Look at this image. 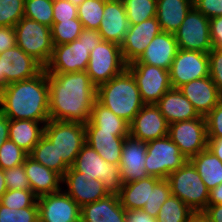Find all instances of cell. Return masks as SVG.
<instances>
[{
    "label": "cell",
    "instance_id": "1",
    "mask_svg": "<svg viewBox=\"0 0 222 222\" xmlns=\"http://www.w3.org/2000/svg\"><path fill=\"white\" fill-rule=\"evenodd\" d=\"M49 118L86 124L96 100V86L86 71L47 73Z\"/></svg>",
    "mask_w": 222,
    "mask_h": 222
},
{
    "label": "cell",
    "instance_id": "2",
    "mask_svg": "<svg viewBox=\"0 0 222 222\" xmlns=\"http://www.w3.org/2000/svg\"><path fill=\"white\" fill-rule=\"evenodd\" d=\"M0 110L11 120L48 122L49 85L44 69L37 76L0 90Z\"/></svg>",
    "mask_w": 222,
    "mask_h": 222
},
{
    "label": "cell",
    "instance_id": "3",
    "mask_svg": "<svg viewBox=\"0 0 222 222\" xmlns=\"http://www.w3.org/2000/svg\"><path fill=\"white\" fill-rule=\"evenodd\" d=\"M96 100L129 124L145 105L138 85L127 68L96 87Z\"/></svg>",
    "mask_w": 222,
    "mask_h": 222
},
{
    "label": "cell",
    "instance_id": "4",
    "mask_svg": "<svg viewBox=\"0 0 222 222\" xmlns=\"http://www.w3.org/2000/svg\"><path fill=\"white\" fill-rule=\"evenodd\" d=\"M102 40L98 30L83 29L79 37L71 43L55 45L47 73H73L86 71L90 52Z\"/></svg>",
    "mask_w": 222,
    "mask_h": 222
},
{
    "label": "cell",
    "instance_id": "5",
    "mask_svg": "<svg viewBox=\"0 0 222 222\" xmlns=\"http://www.w3.org/2000/svg\"><path fill=\"white\" fill-rule=\"evenodd\" d=\"M171 195L178 197L195 213L203 212L208 206L209 192L197 169L188 160L167 178Z\"/></svg>",
    "mask_w": 222,
    "mask_h": 222
},
{
    "label": "cell",
    "instance_id": "6",
    "mask_svg": "<svg viewBox=\"0 0 222 222\" xmlns=\"http://www.w3.org/2000/svg\"><path fill=\"white\" fill-rule=\"evenodd\" d=\"M86 180L98 179L109 195H119L123 185L119 164H110L98 152L85 143L72 166Z\"/></svg>",
    "mask_w": 222,
    "mask_h": 222
},
{
    "label": "cell",
    "instance_id": "7",
    "mask_svg": "<svg viewBox=\"0 0 222 222\" xmlns=\"http://www.w3.org/2000/svg\"><path fill=\"white\" fill-rule=\"evenodd\" d=\"M14 30L17 46L45 67L54 48L51 28L24 16L14 26Z\"/></svg>",
    "mask_w": 222,
    "mask_h": 222
},
{
    "label": "cell",
    "instance_id": "8",
    "mask_svg": "<svg viewBox=\"0 0 222 222\" xmlns=\"http://www.w3.org/2000/svg\"><path fill=\"white\" fill-rule=\"evenodd\" d=\"M44 135L55 145L58 160L72 167L85 144V124L49 120L44 126Z\"/></svg>",
    "mask_w": 222,
    "mask_h": 222
},
{
    "label": "cell",
    "instance_id": "9",
    "mask_svg": "<svg viewBox=\"0 0 222 222\" xmlns=\"http://www.w3.org/2000/svg\"><path fill=\"white\" fill-rule=\"evenodd\" d=\"M187 161L168 135L147 142L145 168L148 176L167 179L170 173L182 167Z\"/></svg>",
    "mask_w": 222,
    "mask_h": 222
},
{
    "label": "cell",
    "instance_id": "10",
    "mask_svg": "<svg viewBox=\"0 0 222 222\" xmlns=\"http://www.w3.org/2000/svg\"><path fill=\"white\" fill-rule=\"evenodd\" d=\"M125 68L120 45L101 40L90 52L86 73L91 82L98 87L120 74Z\"/></svg>",
    "mask_w": 222,
    "mask_h": 222
},
{
    "label": "cell",
    "instance_id": "11",
    "mask_svg": "<svg viewBox=\"0 0 222 222\" xmlns=\"http://www.w3.org/2000/svg\"><path fill=\"white\" fill-rule=\"evenodd\" d=\"M178 48L209 53L213 49L210 38V21L194 6L174 33Z\"/></svg>",
    "mask_w": 222,
    "mask_h": 222
},
{
    "label": "cell",
    "instance_id": "12",
    "mask_svg": "<svg viewBox=\"0 0 222 222\" xmlns=\"http://www.w3.org/2000/svg\"><path fill=\"white\" fill-rule=\"evenodd\" d=\"M168 136L188 160L207 148L205 117L174 122L169 125Z\"/></svg>",
    "mask_w": 222,
    "mask_h": 222
},
{
    "label": "cell",
    "instance_id": "13",
    "mask_svg": "<svg viewBox=\"0 0 222 222\" xmlns=\"http://www.w3.org/2000/svg\"><path fill=\"white\" fill-rule=\"evenodd\" d=\"M126 68L134 77L145 104H156L172 88L169 70L143 63H131Z\"/></svg>",
    "mask_w": 222,
    "mask_h": 222
},
{
    "label": "cell",
    "instance_id": "14",
    "mask_svg": "<svg viewBox=\"0 0 222 222\" xmlns=\"http://www.w3.org/2000/svg\"><path fill=\"white\" fill-rule=\"evenodd\" d=\"M172 88L209 76V55L199 51L178 49L169 69Z\"/></svg>",
    "mask_w": 222,
    "mask_h": 222
},
{
    "label": "cell",
    "instance_id": "15",
    "mask_svg": "<svg viewBox=\"0 0 222 222\" xmlns=\"http://www.w3.org/2000/svg\"><path fill=\"white\" fill-rule=\"evenodd\" d=\"M39 222H80L81 207L63 190L37 197Z\"/></svg>",
    "mask_w": 222,
    "mask_h": 222
},
{
    "label": "cell",
    "instance_id": "16",
    "mask_svg": "<svg viewBox=\"0 0 222 222\" xmlns=\"http://www.w3.org/2000/svg\"><path fill=\"white\" fill-rule=\"evenodd\" d=\"M4 87L10 83L31 79L40 74L45 67L19 46L0 53Z\"/></svg>",
    "mask_w": 222,
    "mask_h": 222
},
{
    "label": "cell",
    "instance_id": "17",
    "mask_svg": "<svg viewBox=\"0 0 222 222\" xmlns=\"http://www.w3.org/2000/svg\"><path fill=\"white\" fill-rule=\"evenodd\" d=\"M169 124L156 104H145L129 124V135L149 142L168 135Z\"/></svg>",
    "mask_w": 222,
    "mask_h": 222
},
{
    "label": "cell",
    "instance_id": "18",
    "mask_svg": "<svg viewBox=\"0 0 222 222\" xmlns=\"http://www.w3.org/2000/svg\"><path fill=\"white\" fill-rule=\"evenodd\" d=\"M156 17L136 25H129V30L120 45L122 58L126 65L137 61L153 38L161 32Z\"/></svg>",
    "mask_w": 222,
    "mask_h": 222
},
{
    "label": "cell",
    "instance_id": "19",
    "mask_svg": "<svg viewBox=\"0 0 222 222\" xmlns=\"http://www.w3.org/2000/svg\"><path fill=\"white\" fill-rule=\"evenodd\" d=\"M129 132L101 131L90 120L85 124V143L110 164L121 162L122 147Z\"/></svg>",
    "mask_w": 222,
    "mask_h": 222
},
{
    "label": "cell",
    "instance_id": "20",
    "mask_svg": "<svg viewBox=\"0 0 222 222\" xmlns=\"http://www.w3.org/2000/svg\"><path fill=\"white\" fill-rule=\"evenodd\" d=\"M67 189L64 190L80 207L107 197L103 183L98 179L86 180L83 174L69 167L62 177Z\"/></svg>",
    "mask_w": 222,
    "mask_h": 222
},
{
    "label": "cell",
    "instance_id": "21",
    "mask_svg": "<svg viewBox=\"0 0 222 222\" xmlns=\"http://www.w3.org/2000/svg\"><path fill=\"white\" fill-rule=\"evenodd\" d=\"M146 151L147 142L130 135L125 138L119 165L123 184L148 177L145 168Z\"/></svg>",
    "mask_w": 222,
    "mask_h": 222
},
{
    "label": "cell",
    "instance_id": "22",
    "mask_svg": "<svg viewBox=\"0 0 222 222\" xmlns=\"http://www.w3.org/2000/svg\"><path fill=\"white\" fill-rule=\"evenodd\" d=\"M199 116L205 117L219 102L222 94L210 76L192 80L179 87Z\"/></svg>",
    "mask_w": 222,
    "mask_h": 222
},
{
    "label": "cell",
    "instance_id": "23",
    "mask_svg": "<svg viewBox=\"0 0 222 222\" xmlns=\"http://www.w3.org/2000/svg\"><path fill=\"white\" fill-rule=\"evenodd\" d=\"M129 21L122 0H106L103 19L98 29L102 40L121 45L127 31Z\"/></svg>",
    "mask_w": 222,
    "mask_h": 222
},
{
    "label": "cell",
    "instance_id": "24",
    "mask_svg": "<svg viewBox=\"0 0 222 222\" xmlns=\"http://www.w3.org/2000/svg\"><path fill=\"white\" fill-rule=\"evenodd\" d=\"M178 49L175 35L161 31L149 43L141 57L133 63H143L169 70Z\"/></svg>",
    "mask_w": 222,
    "mask_h": 222
},
{
    "label": "cell",
    "instance_id": "25",
    "mask_svg": "<svg viewBox=\"0 0 222 222\" xmlns=\"http://www.w3.org/2000/svg\"><path fill=\"white\" fill-rule=\"evenodd\" d=\"M80 222H126V210L118 195H108L82 206Z\"/></svg>",
    "mask_w": 222,
    "mask_h": 222
},
{
    "label": "cell",
    "instance_id": "26",
    "mask_svg": "<svg viewBox=\"0 0 222 222\" xmlns=\"http://www.w3.org/2000/svg\"><path fill=\"white\" fill-rule=\"evenodd\" d=\"M23 164L31 190L37 197L55 193L62 189L60 185L62 183V177L55 171L38 163L29 155Z\"/></svg>",
    "mask_w": 222,
    "mask_h": 222
},
{
    "label": "cell",
    "instance_id": "27",
    "mask_svg": "<svg viewBox=\"0 0 222 222\" xmlns=\"http://www.w3.org/2000/svg\"><path fill=\"white\" fill-rule=\"evenodd\" d=\"M168 124L199 117L192 103L179 88L169 89L156 103Z\"/></svg>",
    "mask_w": 222,
    "mask_h": 222
},
{
    "label": "cell",
    "instance_id": "28",
    "mask_svg": "<svg viewBox=\"0 0 222 222\" xmlns=\"http://www.w3.org/2000/svg\"><path fill=\"white\" fill-rule=\"evenodd\" d=\"M192 7L193 0H157L156 18L161 30L174 34Z\"/></svg>",
    "mask_w": 222,
    "mask_h": 222
},
{
    "label": "cell",
    "instance_id": "29",
    "mask_svg": "<svg viewBox=\"0 0 222 222\" xmlns=\"http://www.w3.org/2000/svg\"><path fill=\"white\" fill-rule=\"evenodd\" d=\"M158 180L159 178L148 176L138 181L124 183L118 195L121 206L125 210L142 209L146 203H149L151 190Z\"/></svg>",
    "mask_w": 222,
    "mask_h": 222
},
{
    "label": "cell",
    "instance_id": "30",
    "mask_svg": "<svg viewBox=\"0 0 222 222\" xmlns=\"http://www.w3.org/2000/svg\"><path fill=\"white\" fill-rule=\"evenodd\" d=\"M46 123L34 120L9 119V139L29 154L44 135Z\"/></svg>",
    "mask_w": 222,
    "mask_h": 222
},
{
    "label": "cell",
    "instance_id": "31",
    "mask_svg": "<svg viewBox=\"0 0 222 222\" xmlns=\"http://www.w3.org/2000/svg\"><path fill=\"white\" fill-rule=\"evenodd\" d=\"M209 190L222 184V161L208 148L190 159Z\"/></svg>",
    "mask_w": 222,
    "mask_h": 222
},
{
    "label": "cell",
    "instance_id": "32",
    "mask_svg": "<svg viewBox=\"0 0 222 222\" xmlns=\"http://www.w3.org/2000/svg\"><path fill=\"white\" fill-rule=\"evenodd\" d=\"M28 155L38 163L55 171L61 177H63L69 169L62 160H58V153L55 145L45 135L40 138V141Z\"/></svg>",
    "mask_w": 222,
    "mask_h": 222
},
{
    "label": "cell",
    "instance_id": "33",
    "mask_svg": "<svg viewBox=\"0 0 222 222\" xmlns=\"http://www.w3.org/2000/svg\"><path fill=\"white\" fill-rule=\"evenodd\" d=\"M90 121L101 131L129 132V123L95 100Z\"/></svg>",
    "mask_w": 222,
    "mask_h": 222
},
{
    "label": "cell",
    "instance_id": "34",
    "mask_svg": "<svg viewBox=\"0 0 222 222\" xmlns=\"http://www.w3.org/2000/svg\"><path fill=\"white\" fill-rule=\"evenodd\" d=\"M195 212L192 211L178 197L170 195L163 203L159 214L156 218L157 222H188Z\"/></svg>",
    "mask_w": 222,
    "mask_h": 222
},
{
    "label": "cell",
    "instance_id": "35",
    "mask_svg": "<svg viewBox=\"0 0 222 222\" xmlns=\"http://www.w3.org/2000/svg\"><path fill=\"white\" fill-rule=\"evenodd\" d=\"M84 27L78 18L66 21H53L51 35L53 45L71 43L76 40Z\"/></svg>",
    "mask_w": 222,
    "mask_h": 222
},
{
    "label": "cell",
    "instance_id": "36",
    "mask_svg": "<svg viewBox=\"0 0 222 222\" xmlns=\"http://www.w3.org/2000/svg\"><path fill=\"white\" fill-rule=\"evenodd\" d=\"M106 0H85L77 6L78 19L85 29L98 30Z\"/></svg>",
    "mask_w": 222,
    "mask_h": 222
},
{
    "label": "cell",
    "instance_id": "37",
    "mask_svg": "<svg viewBox=\"0 0 222 222\" xmlns=\"http://www.w3.org/2000/svg\"><path fill=\"white\" fill-rule=\"evenodd\" d=\"M129 25L140 24L156 17L157 0H122Z\"/></svg>",
    "mask_w": 222,
    "mask_h": 222
},
{
    "label": "cell",
    "instance_id": "38",
    "mask_svg": "<svg viewBox=\"0 0 222 222\" xmlns=\"http://www.w3.org/2000/svg\"><path fill=\"white\" fill-rule=\"evenodd\" d=\"M24 16L51 28L53 25V1L25 0Z\"/></svg>",
    "mask_w": 222,
    "mask_h": 222
},
{
    "label": "cell",
    "instance_id": "39",
    "mask_svg": "<svg viewBox=\"0 0 222 222\" xmlns=\"http://www.w3.org/2000/svg\"><path fill=\"white\" fill-rule=\"evenodd\" d=\"M171 195V187L167 179H159L151 190V197L149 203H146L142 210L149 216L157 218L159 210L163 203Z\"/></svg>",
    "mask_w": 222,
    "mask_h": 222
},
{
    "label": "cell",
    "instance_id": "40",
    "mask_svg": "<svg viewBox=\"0 0 222 222\" xmlns=\"http://www.w3.org/2000/svg\"><path fill=\"white\" fill-rule=\"evenodd\" d=\"M0 203L10 209H22L26 207H38L37 196L31 189L7 190L1 197Z\"/></svg>",
    "mask_w": 222,
    "mask_h": 222
},
{
    "label": "cell",
    "instance_id": "41",
    "mask_svg": "<svg viewBox=\"0 0 222 222\" xmlns=\"http://www.w3.org/2000/svg\"><path fill=\"white\" fill-rule=\"evenodd\" d=\"M25 0H0V26L14 27L24 17Z\"/></svg>",
    "mask_w": 222,
    "mask_h": 222
},
{
    "label": "cell",
    "instance_id": "42",
    "mask_svg": "<svg viewBox=\"0 0 222 222\" xmlns=\"http://www.w3.org/2000/svg\"><path fill=\"white\" fill-rule=\"evenodd\" d=\"M27 156V152L8 139L0 147V168L11 169L24 163Z\"/></svg>",
    "mask_w": 222,
    "mask_h": 222
},
{
    "label": "cell",
    "instance_id": "43",
    "mask_svg": "<svg viewBox=\"0 0 222 222\" xmlns=\"http://www.w3.org/2000/svg\"><path fill=\"white\" fill-rule=\"evenodd\" d=\"M0 222H39L38 207L10 209L0 203Z\"/></svg>",
    "mask_w": 222,
    "mask_h": 222
},
{
    "label": "cell",
    "instance_id": "44",
    "mask_svg": "<svg viewBox=\"0 0 222 222\" xmlns=\"http://www.w3.org/2000/svg\"><path fill=\"white\" fill-rule=\"evenodd\" d=\"M7 190L31 189L29 179L24 170V164L17 165L11 169L4 170Z\"/></svg>",
    "mask_w": 222,
    "mask_h": 222
},
{
    "label": "cell",
    "instance_id": "45",
    "mask_svg": "<svg viewBox=\"0 0 222 222\" xmlns=\"http://www.w3.org/2000/svg\"><path fill=\"white\" fill-rule=\"evenodd\" d=\"M207 138H222V97L220 102L205 116Z\"/></svg>",
    "mask_w": 222,
    "mask_h": 222
},
{
    "label": "cell",
    "instance_id": "46",
    "mask_svg": "<svg viewBox=\"0 0 222 222\" xmlns=\"http://www.w3.org/2000/svg\"><path fill=\"white\" fill-rule=\"evenodd\" d=\"M208 55L209 76L222 94V49L213 48Z\"/></svg>",
    "mask_w": 222,
    "mask_h": 222
},
{
    "label": "cell",
    "instance_id": "47",
    "mask_svg": "<svg viewBox=\"0 0 222 222\" xmlns=\"http://www.w3.org/2000/svg\"><path fill=\"white\" fill-rule=\"evenodd\" d=\"M78 18L77 6L69 0L53 1V21H66Z\"/></svg>",
    "mask_w": 222,
    "mask_h": 222
},
{
    "label": "cell",
    "instance_id": "48",
    "mask_svg": "<svg viewBox=\"0 0 222 222\" xmlns=\"http://www.w3.org/2000/svg\"><path fill=\"white\" fill-rule=\"evenodd\" d=\"M193 6L209 19L222 16V0H193Z\"/></svg>",
    "mask_w": 222,
    "mask_h": 222
},
{
    "label": "cell",
    "instance_id": "49",
    "mask_svg": "<svg viewBox=\"0 0 222 222\" xmlns=\"http://www.w3.org/2000/svg\"><path fill=\"white\" fill-rule=\"evenodd\" d=\"M209 21L213 48L222 49V16L213 17Z\"/></svg>",
    "mask_w": 222,
    "mask_h": 222
},
{
    "label": "cell",
    "instance_id": "50",
    "mask_svg": "<svg viewBox=\"0 0 222 222\" xmlns=\"http://www.w3.org/2000/svg\"><path fill=\"white\" fill-rule=\"evenodd\" d=\"M17 45L14 27L0 26V53Z\"/></svg>",
    "mask_w": 222,
    "mask_h": 222
},
{
    "label": "cell",
    "instance_id": "51",
    "mask_svg": "<svg viewBox=\"0 0 222 222\" xmlns=\"http://www.w3.org/2000/svg\"><path fill=\"white\" fill-rule=\"evenodd\" d=\"M126 222H157L142 209L126 210Z\"/></svg>",
    "mask_w": 222,
    "mask_h": 222
},
{
    "label": "cell",
    "instance_id": "52",
    "mask_svg": "<svg viewBox=\"0 0 222 222\" xmlns=\"http://www.w3.org/2000/svg\"><path fill=\"white\" fill-rule=\"evenodd\" d=\"M202 213L209 222H222V204H208Z\"/></svg>",
    "mask_w": 222,
    "mask_h": 222
},
{
    "label": "cell",
    "instance_id": "53",
    "mask_svg": "<svg viewBox=\"0 0 222 222\" xmlns=\"http://www.w3.org/2000/svg\"><path fill=\"white\" fill-rule=\"evenodd\" d=\"M9 139V118L0 110V147Z\"/></svg>",
    "mask_w": 222,
    "mask_h": 222
},
{
    "label": "cell",
    "instance_id": "54",
    "mask_svg": "<svg viewBox=\"0 0 222 222\" xmlns=\"http://www.w3.org/2000/svg\"><path fill=\"white\" fill-rule=\"evenodd\" d=\"M207 148L222 161V138L208 139Z\"/></svg>",
    "mask_w": 222,
    "mask_h": 222
},
{
    "label": "cell",
    "instance_id": "55",
    "mask_svg": "<svg viewBox=\"0 0 222 222\" xmlns=\"http://www.w3.org/2000/svg\"><path fill=\"white\" fill-rule=\"evenodd\" d=\"M208 204H222V184L210 190Z\"/></svg>",
    "mask_w": 222,
    "mask_h": 222
},
{
    "label": "cell",
    "instance_id": "56",
    "mask_svg": "<svg viewBox=\"0 0 222 222\" xmlns=\"http://www.w3.org/2000/svg\"><path fill=\"white\" fill-rule=\"evenodd\" d=\"M188 222H209L208 218L202 213H194Z\"/></svg>",
    "mask_w": 222,
    "mask_h": 222
},
{
    "label": "cell",
    "instance_id": "57",
    "mask_svg": "<svg viewBox=\"0 0 222 222\" xmlns=\"http://www.w3.org/2000/svg\"><path fill=\"white\" fill-rule=\"evenodd\" d=\"M7 191L4 170L0 168V200L3 194Z\"/></svg>",
    "mask_w": 222,
    "mask_h": 222
},
{
    "label": "cell",
    "instance_id": "58",
    "mask_svg": "<svg viewBox=\"0 0 222 222\" xmlns=\"http://www.w3.org/2000/svg\"><path fill=\"white\" fill-rule=\"evenodd\" d=\"M4 88V73L2 72L1 60H0V90Z\"/></svg>",
    "mask_w": 222,
    "mask_h": 222
},
{
    "label": "cell",
    "instance_id": "59",
    "mask_svg": "<svg viewBox=\"0 0 222 222\" xmlns=\"http://www.w3.org/2000/svg\"><path fill=\"white\" fill-rule=\"evenodd\" d=\"M74 5L79 6L81 3H83L85 0H69Z\"/></svg>",
    "mask_w": 222,
    "mask_h": 222
}]
</instances>
